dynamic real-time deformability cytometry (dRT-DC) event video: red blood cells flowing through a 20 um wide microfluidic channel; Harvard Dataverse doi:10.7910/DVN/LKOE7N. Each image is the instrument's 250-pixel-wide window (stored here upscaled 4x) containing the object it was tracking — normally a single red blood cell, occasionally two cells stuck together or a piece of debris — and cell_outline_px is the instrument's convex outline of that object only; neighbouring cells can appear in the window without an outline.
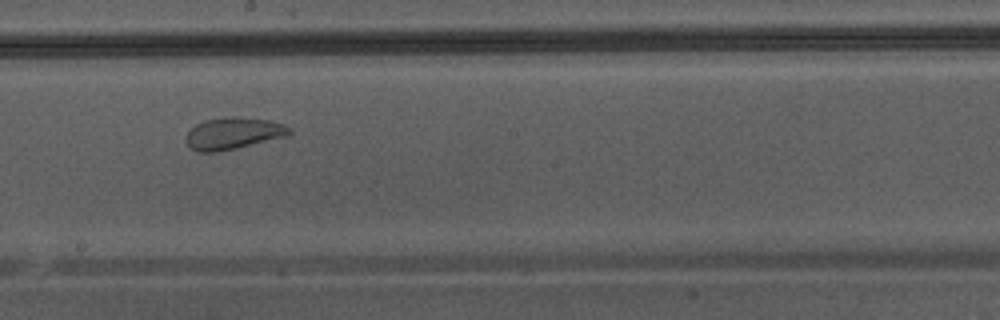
{"species": "Egyptian fruit bat (a non-hibernating species)", "species_latin": "Rousettus aegyptiacus", "temperature_condition": "warm", "stored_images_in_passage": 27, "camera_frame_rate_fps": 3000, "um_per_image_px": 0.085, "animal": {"sex": "male"}, "frame": {"image": 1, "passage_image": 12, "time_ms": 3.667, "image_size_px": [1000, 320], "cell_outline_px": [[292, 132], [288, 136], [220, 152], [200, 152], [192, 148], [184, 140], [184, 136], [196, 124], [204, 120], [232, 116], [240, 116], [268, 120], [284, 124]], "centroid_in_image_um": [19.82, 11.33], "position_along_channel_um": 228.4, "area_um2": 19.31}}